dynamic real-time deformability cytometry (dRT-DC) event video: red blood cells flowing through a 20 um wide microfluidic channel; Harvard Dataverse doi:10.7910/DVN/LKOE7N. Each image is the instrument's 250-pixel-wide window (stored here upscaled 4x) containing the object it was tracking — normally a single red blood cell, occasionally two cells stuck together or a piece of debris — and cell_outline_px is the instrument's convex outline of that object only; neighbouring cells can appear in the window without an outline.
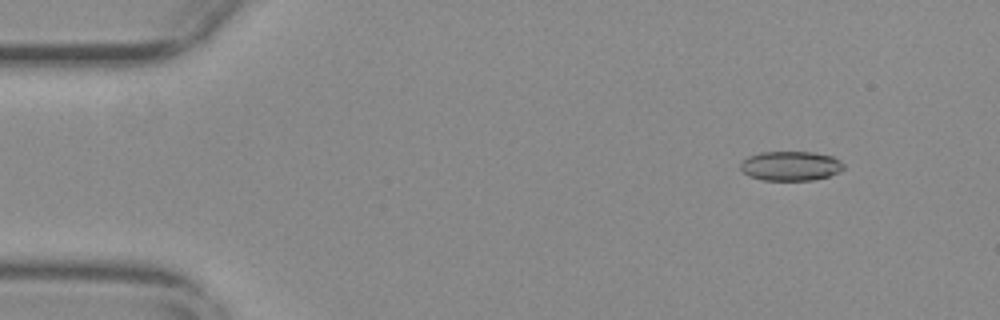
{"species": "common noctule bat (a hibernating species)", "species_latin": "Nyctalus noctula", "temperature_condition": "warm", "stored_images_in_passage": 54, "camera_frame_rate_fps": 3000, "um_per_image_px": 0.085, "animal": {"sex": "female", "body_mass_g": 29.2, "forearm_length_mm": 56.3}, "frame": {"image": 1, "passage_image": 5, "time_ms": 1.333, "image_size_px": [1000, 320], "cell_outline_px": [[844, 168], [840, 172], [828, 176], [812, 180], [764, 180], [748, 176], [740, 168], [740, 164], [748, 156], [760, 152], [812, 152], [832, 156], [840, 160], [844, 164]], "centroid_in_image_um": [67.21, 14.1], "position_along_channel_um": 17.8, "area_um2": 17.74}}
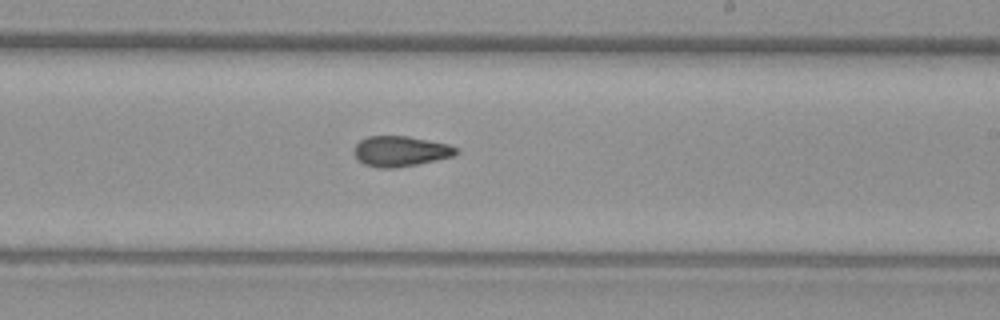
{"frame": {"image": 2, "passage_image": 32, "time_ms": 10.333, "image_size_px": [1000, 320], "cell_outline_px": [[460, 152], [452, 156], [436, 160], [396, 168], [380, 168], [364, 164], [352, 152], [356, 144], [360, 140], [368, 136], [408, 136], [448, 144], [456, 148]], "centroid_in_image_um": [34.02, 12.85], "position_along_channel_um": 255.0, "area_um2": 17.98}}
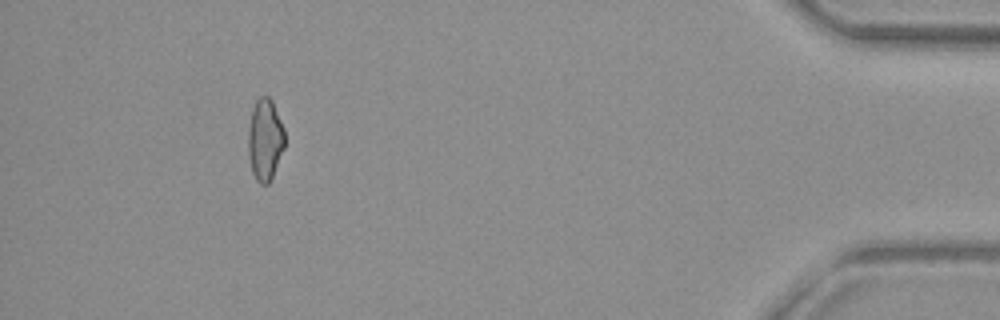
{"frame": {"image": 3, "passage_image": 50, "time_ms": 16.333, "image_size_px": [1000, 320], "cell_outline_px": [[284, 148], [272, 176], [268, 184], [260, 184], [256, 180], [252, 172], [248, 156], [248, 128], [252, 108], [256, 100], [260, 96], [268, 96], [272, 100], [284, 128]], "centroid_in_image_um": [22.51, 11.85], "position_along_channel_um": 412.7, "area_um2": 17.46}}